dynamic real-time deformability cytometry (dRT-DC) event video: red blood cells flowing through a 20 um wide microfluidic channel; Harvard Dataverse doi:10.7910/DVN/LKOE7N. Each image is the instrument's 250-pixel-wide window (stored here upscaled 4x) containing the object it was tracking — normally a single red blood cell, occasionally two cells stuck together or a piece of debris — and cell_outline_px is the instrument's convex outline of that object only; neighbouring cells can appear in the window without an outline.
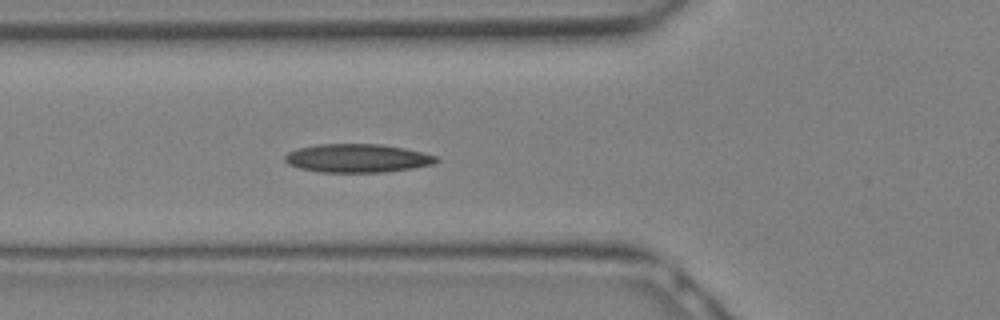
{"species": "Egyptian fruit bat (a non-hibernating species)", "species_latin": "Rousettus aegyptiacus", "temperature_condition": "warm", "stored_images_in_passage": 9, "camera_frame_rate_fps": 3000, "um_per_image_px": 0.085, "animal": {"sex": "female"}, "frame": {"image": 1, "passage_image": 9, "time_ms": 2.667, "image_size_px": [1000, 320], "cell_outline_px": [[440, 160], [432, 164], [412, 168], [384, 172], [320, 172], [300, 168], [288, 164], [284, 160], [284, 156], [288, 152], [296, 148], [316, 144], [380, 144], [404, 148], [436, 156]], "centroid_in_image_um": [30.33, 13.44], "position_along_channel_um": 95.5, "area_um2": 25.09}}